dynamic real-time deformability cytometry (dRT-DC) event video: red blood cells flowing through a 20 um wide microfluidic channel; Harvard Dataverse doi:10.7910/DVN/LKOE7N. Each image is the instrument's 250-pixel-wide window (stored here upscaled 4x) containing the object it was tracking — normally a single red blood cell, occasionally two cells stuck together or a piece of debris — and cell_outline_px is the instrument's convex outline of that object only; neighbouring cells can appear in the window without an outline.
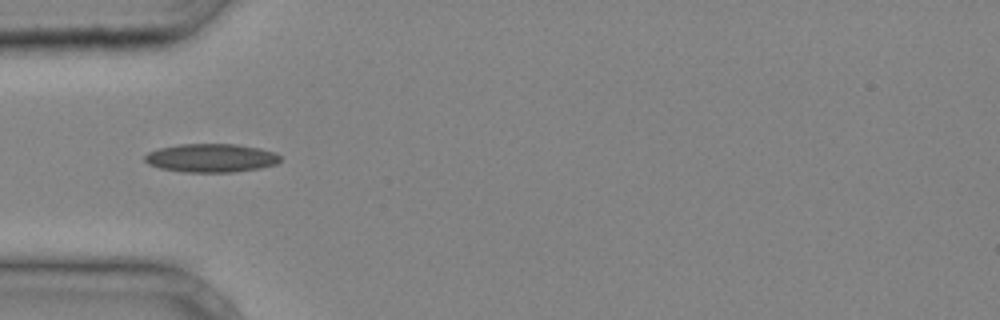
{"species": "common noctule bat (a hibernating species)", "species_latin": "Nyctalus noctula", "temperature_condition": "cold", "stored_images_in_passage": 25, "camera_frame_rate_fps": 3000, "um_per_image_px": 0.085, "animal": {"sex": "male", "body_mass_g": 20.4}, "frame": {"image": 1, "passage_image": 1, "time_ms": 0.0, "image_size_px": [1000, 320], "cell_outline_px": [[280, 160], [276, 164], [260, 168], [232, 172], [184, 172], [160, 168], [148, 164], [144, 160], [144, 156], [148, 152], [160, 148], [180, 144], [236, 144], [260, 148], [276, 152], [280, 156]], "centroid_in_image_um": [17.95, 13.42], "position_along_channel_um": 67.1, "area_um2": 22.54}}
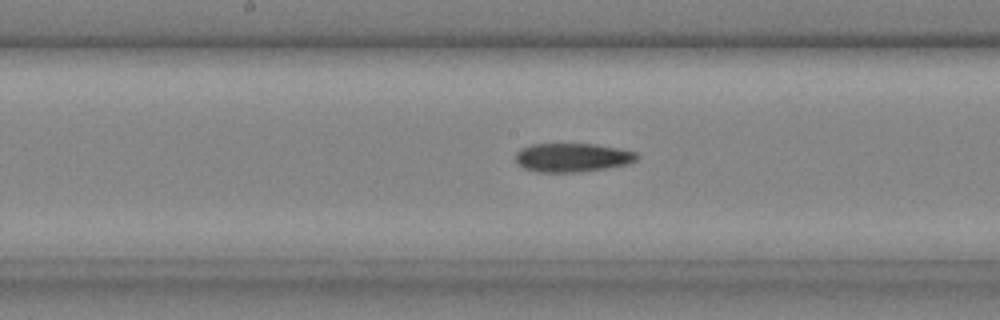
{"frame": {"image": 2, "passage_image": 9, "time_ms": 2.667, "image_size_px": [1000, 320], "cell_outline_px": [[640, 156], [636, 160], [628, 164], [580, 172], [536, 172], [524, 168], [516, 164], [516, 152], [520, 148], [532, 144], [596, 144], [620, 148], [636, 152]], "centroid_in_image_um": [48.64, 13.38], "position_along_channel_um": 199.6, "area_um2": 20.52}}
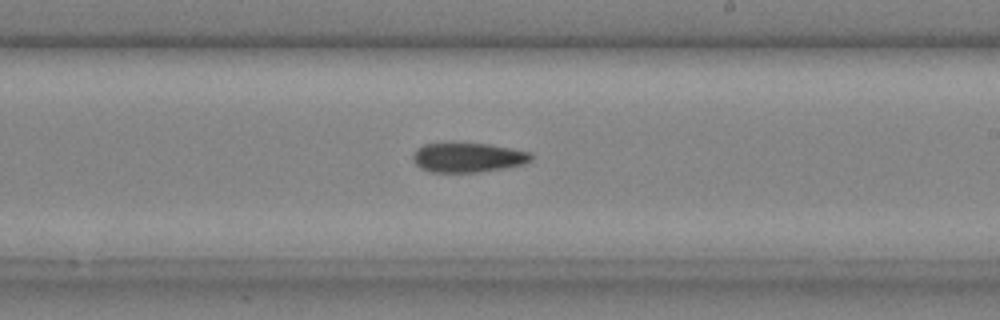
{"frame": {"image": 3, "passage_image": 12, "time_ms": 3.667, "image_size_px": [1000, 320], "cell_outline_px": [[532, 160], [524, 164], [476, 172], [432, 172], [420, 168], [412, 160], [412, 156], [416, 148], [424, 144], [452, 140], [488, 144], [532, 152]], "centroid_in_image_um": [39.71, 13.33], "position_along_channel_um": 249.3, "area_um2": 20.98}}